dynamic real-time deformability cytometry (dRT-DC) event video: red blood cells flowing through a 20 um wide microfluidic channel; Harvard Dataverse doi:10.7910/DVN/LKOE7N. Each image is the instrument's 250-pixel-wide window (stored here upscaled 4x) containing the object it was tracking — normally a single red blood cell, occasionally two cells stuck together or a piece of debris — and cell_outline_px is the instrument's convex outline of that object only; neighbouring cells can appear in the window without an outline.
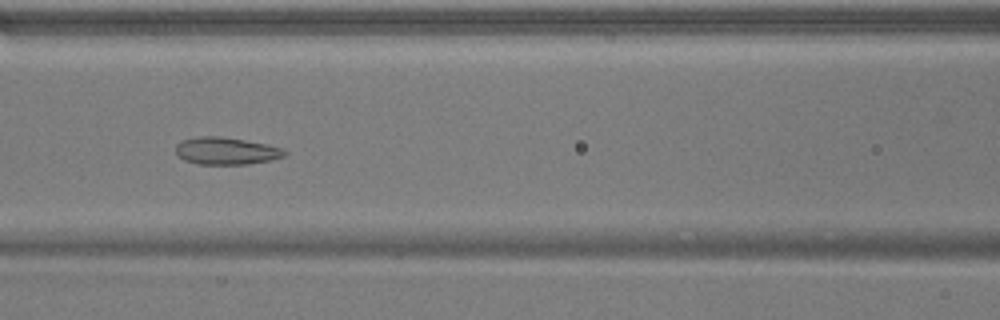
{"species": "common noctule bat (a hibernating species)", "species_latin": "Nyctalus noctula", "temperature_condition": "warm", "stored_images_in_passage": 45, "camera_frame_rate_fps": 3000, "um_per_image_px": 0.085, "animal": {"sex": "male", "body_mass_g": 17.9}, "frame": {"image": 1, "passage_image": 24, "time_ms": 7.667, "image_size_px": [1000, 320], "cell_outline_px": [[288, 152], [284, 156], [272, 160], [248, 164], [200, 164], [184, 160], [176, 152], [176, 144], [180, 140], [196, 136], [220, 136], [268, 144], [280, 148]], "centroid_in_image_um": [19.21, 12.82], "position_along_channel_um": 147.4, "area_um2": 17.34}}
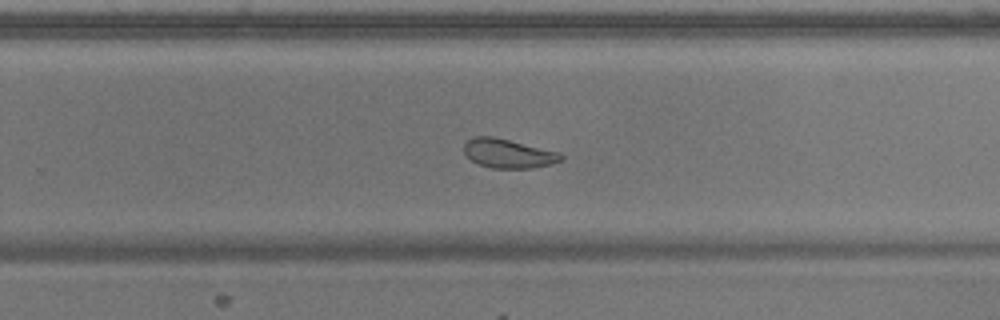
{"frame": {"image": 2, "passage_image": 35, "time_ms": 11.333, "image_size_px": [1000, 320], "cell_outline_px": [[564, 160], [552, 164], [532, 168], [492, 168], [480, 164], [472, 160], [464, 152], [464, 144], [468, 140], [476, 136], [492, 136], [556, 152], [564, 156]], "centroid_in_image_um": [43.2, 13.06], "position_along_channel_um": 286.6, "area_um2": 16.07}, "authors_computed_cell_mechanics": {"area_um2": 18.207, "velocity_mm_per_s": 3.8082, "shape_relaxation_time_tau1_ms": null, "shape_relaxation_time_tau2_ms": 1.5047, "deformation_change_tau1": null, "deformation_change_tau2": 0.0785}}